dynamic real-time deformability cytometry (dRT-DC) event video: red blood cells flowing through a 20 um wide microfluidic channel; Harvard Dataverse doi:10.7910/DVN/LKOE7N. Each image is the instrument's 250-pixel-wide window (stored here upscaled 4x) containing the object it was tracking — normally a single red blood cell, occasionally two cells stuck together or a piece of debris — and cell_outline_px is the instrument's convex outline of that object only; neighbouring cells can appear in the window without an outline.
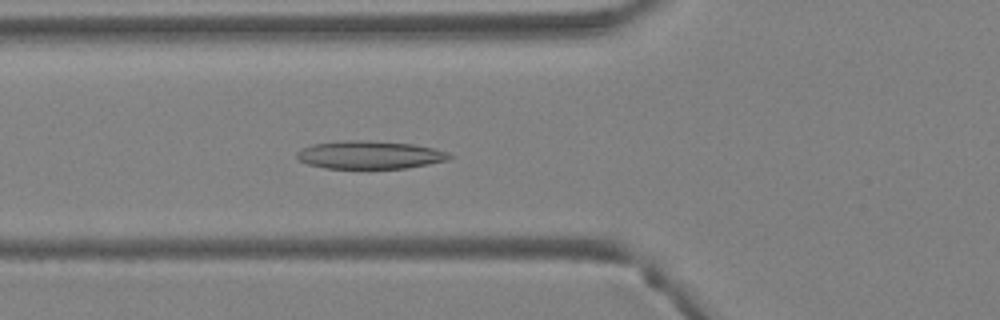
{"species": "Egyptian fruit bat (a non-hibernating species)", "species_latin": "Rousettus aegyptiacus", "temperature_condition": "warm", "stored_images_in_passage": 34, "camera_frame_rate_fps": 3000, "um_per_image_px": 0.085, "animal": {"sex": "female"}, "frame": {"image": 1, "passage_image": 9, "time_ms": 2.667, "image_size_px": [1000, 320], "cell_outline_px": [[456, 156], [448, 160], [428, 164], [404, 168], [324, 168], [308, 164], [300, 160], [296, 156], [296, 152], [312, 144], [344, 140], [368, 140], [412, 144], [436, 148], [448, 152]], "centroid_in_image_um": [31.47, 13.16], "position_along_channel_um": 94.3, "area_um2": 24.97}}
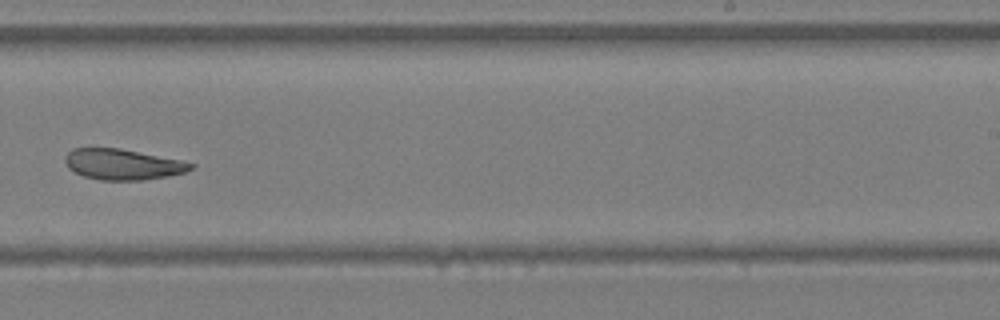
{"frame": {"image": 2, "passage_image": 20, "time_ms": 6.333, "image_size_px": [1000, 320], "cell_outline_px": [[196, 164], [192, 168], [184, 172], [168, 176], [140, 180], [100, 180], [84, 176], [68, 168], [64, 160], [64, 156], [72, 148], [120, 148], [180, 160]], "centroid_in_image_um": [10.4, 13.96], "position_along_channel_um": 278.6, "area_um2": 22.37}}
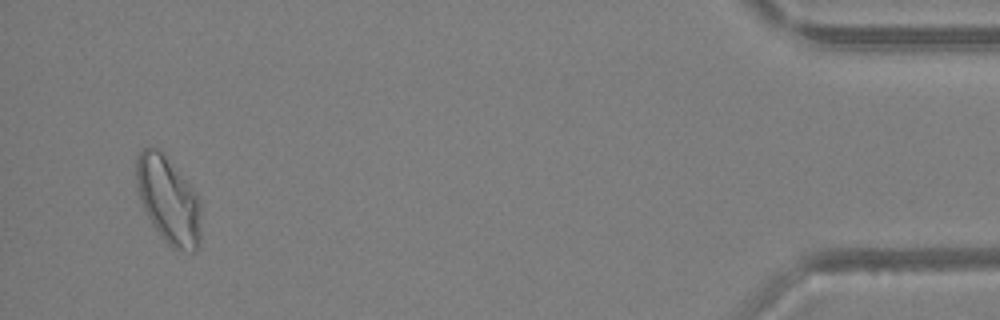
{"frame": {"image": 3, "passage_image": 33, "time_ms": 10.667, "image_size_px": [1000, 320], "cell_outline_px": [[200, 240], [196, 252], [192, 252], [172, 248], [160, 236], [152, 224], [140, 200], [136, 188], [136, 156], [148, 144], [152, 144], [160, 148], [164, 152], [196, 192], [200, 200]], "centroid_in_image_um": [14.3, 16.95], "position_along_channel_um": 420.9, "area_um2": 33.41}}